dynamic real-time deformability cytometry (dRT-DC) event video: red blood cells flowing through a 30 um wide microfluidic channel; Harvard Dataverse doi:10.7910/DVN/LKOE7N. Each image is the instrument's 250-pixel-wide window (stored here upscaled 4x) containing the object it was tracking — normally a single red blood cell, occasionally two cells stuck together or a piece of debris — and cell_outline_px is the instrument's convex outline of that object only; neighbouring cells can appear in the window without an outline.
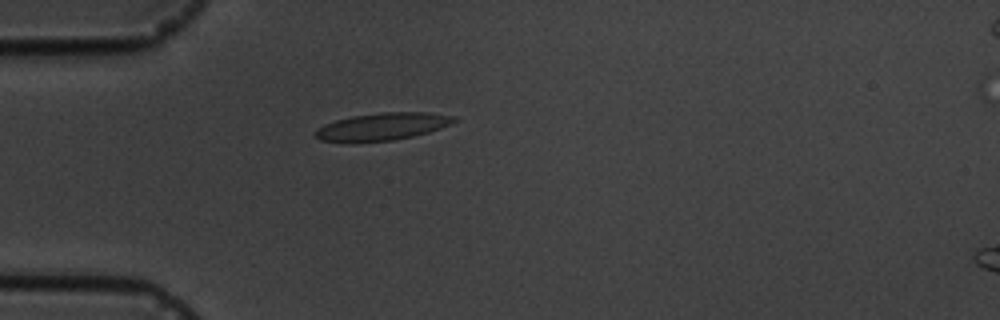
{"species": "common noctule bat (a hibernating species)", "species_latin": "Nyctalus noctula", "temperature_condition": "cold", "stored_images_in_passage": 3, "camera_frame_rate_fps": 3000, "um_per_image_px": 0.085, "animal": {"sex": "male", "body_mass_g": 19.5, "forearm_length_mm": 54.6}, "frame": {"image": 1, "passage_image": 2, "time_ms": 1.0, "image_size_px": [1000, 320], "cell_outline_px": [[460, 120], [440, 128], [428, 132], [412, 136], [392, 140], [320, 140], [312, 132], [316, 128], [324, 124], [336, 120], [352, 116], [384, 112], [428, 112], [456, 116]], "centroid_in_image_um": [32.57, 10.72], "position_along_channel_um": 52.4, "area_um2": 21.62}}